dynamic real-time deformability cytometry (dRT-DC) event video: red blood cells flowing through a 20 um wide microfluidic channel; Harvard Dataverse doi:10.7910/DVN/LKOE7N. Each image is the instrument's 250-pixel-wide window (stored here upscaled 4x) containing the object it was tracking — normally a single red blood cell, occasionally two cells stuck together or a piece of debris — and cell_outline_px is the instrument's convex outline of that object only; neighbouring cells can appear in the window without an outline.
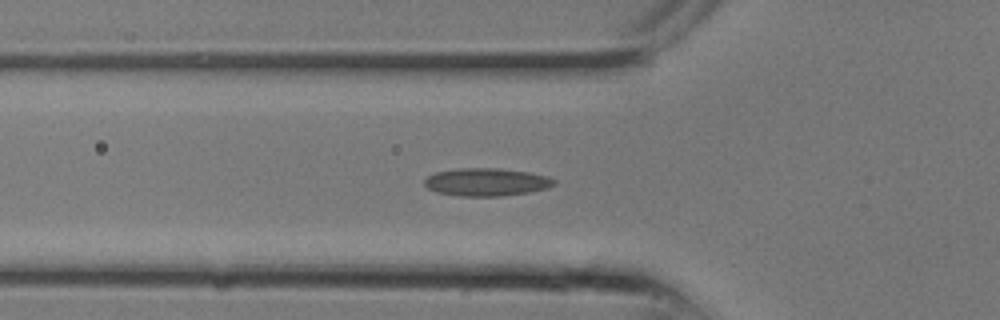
{"species": "common noctule bat (a hibernating species)", "species_latin": "Nyctalus noctula", "temperature_condition": "room temperature", "stored_images_in_passage": 8, "camera_frame_rate_fps": 3000, "um_per_image_px": 0.085, "animal": {"sex": "male", "body_mass_g": 13.3}, "frame": {"image": 1, "passage_image": 2, "time_ms": 0.333, "image_size_px": [1000, 320], "cell_outline_px": [[544, 184], [532, 188], [512, 192], [456, 192], [448, 172], [508, 172], [532, 176]], "centroid_in_image_um": [41.83, 15.46], "position_along_channel_um": 84.0, "area_um2": 11.44}}
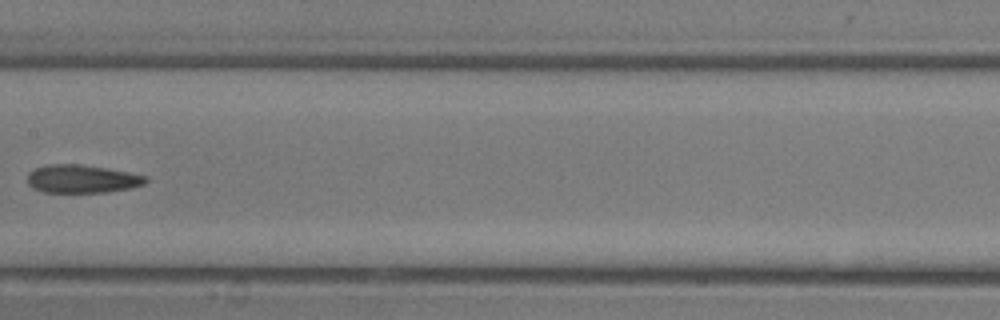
{"frame": {"image": 2, "passage_image": 6, "time_ms": 1.667, "image_size_px": [1000, 320], "cell_outline_px": [[144, 180], [136, 184], [116, 188], [80, 192], [68, 192], [44, 188], [36, 184], [32, 180], [32, 176], [36, 172], [48, 168], [84, 168], [112, 172], [136, 176]], "centroid_in_image_um": [6.97, 15.27], "position_along_channel_um": 200.4, "area_um2": 14.1}}
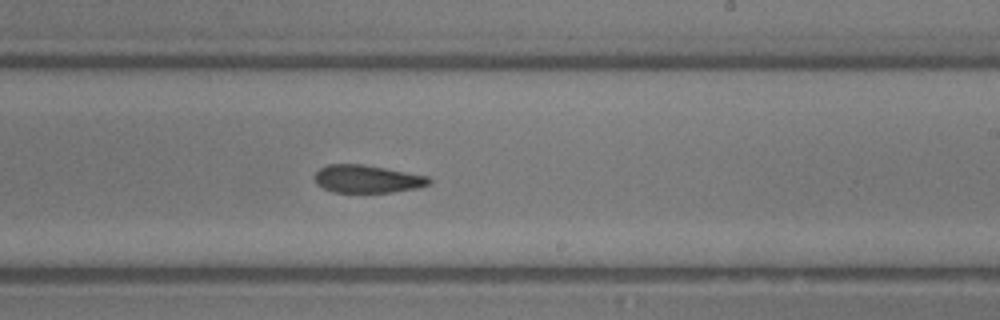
{"frame": {"image": 3, "passage_image": 8, "time_ms": 2.333, "image_size_px": [1000, 320], "cell_outline_px": [[428, 180], [424, 184], [400, 188], [368, 192], [348, 192], [332, 188], [324, 184], [316, 176], [324, 168], [372, 168], [412, 176]], "centroid_in_image_um": [31.12, 15.27], "position_along_channel_um": 257.9, "area_um2": 13.81}}